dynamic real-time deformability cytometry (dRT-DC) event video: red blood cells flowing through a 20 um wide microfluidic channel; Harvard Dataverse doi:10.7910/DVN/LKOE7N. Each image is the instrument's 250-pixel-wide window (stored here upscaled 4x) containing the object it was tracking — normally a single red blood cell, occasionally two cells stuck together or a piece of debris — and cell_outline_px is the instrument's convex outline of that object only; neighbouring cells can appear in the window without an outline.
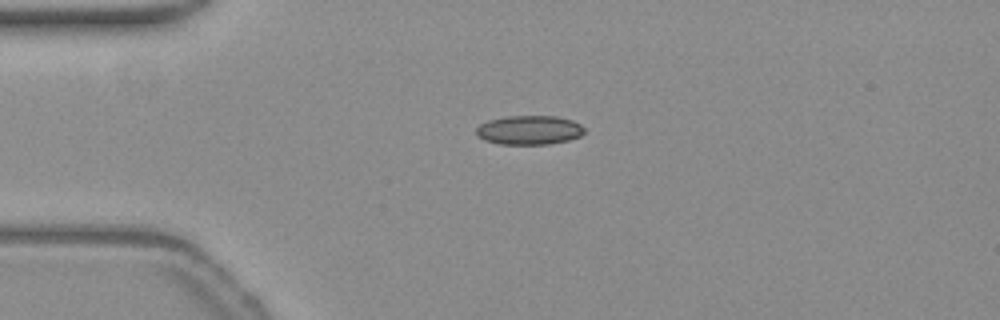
{"species": "common noctule bat (a hibernating species)", "species_latin": "Nyctalus noctula", "temperature_condition": "warm", "stored_images_in_passage": 42, "camera_frame_rate_fps": 3000, "um_per_image_px": 0.085, "animal": {"sex": "female", "body_mass_g": 19.3, "forearm_length_mm": 54.1}, "frame": {"image": 1, "passage_image": 1, "time_ms": 0.0, "image_size_px": [1000, 320], "cell_outline_px": [[584, 132], [580, 136], [568, 140], [548, 144], [500, 144], [484, 140], [476, 132], [476, 128], [480, 124], [488, 120], [504, 116], [556, 116], [572, 120], [580, 124], [584, 128]], "centroid_in_image_um": [44.98, 11.05], "position_along_channel_um": 40.0, "area_um2": 18.32}}
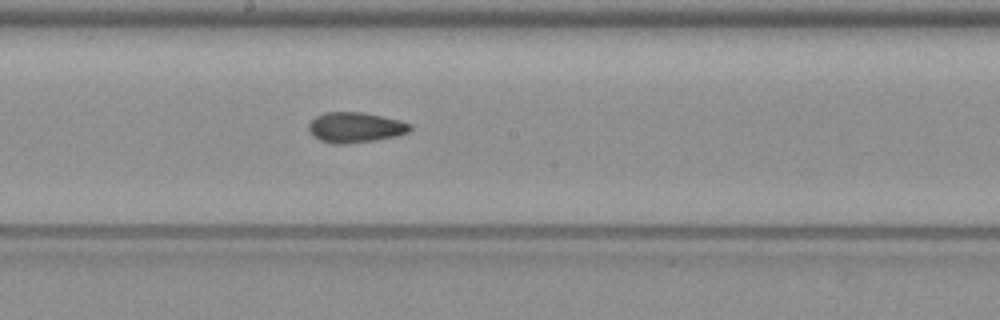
{"frame": {"image": 2, "passage_image": 17, "time_ms": 5.333, "image_size_px": [1000, 320], "cell_outline_px": [[412, 128], [408, 132], [396, 136], [376, 140], [344, 144], [332, 144], [320, 140], [312, 136], [308, 128], [308, 124], [316, 116], [324, 112], [360, 112], [400, 120], [412, 124]], "centroid_in_image_um": [30.19, 10.84], "position_along_channel_um": 218.0, "area_um2": 17.98}}
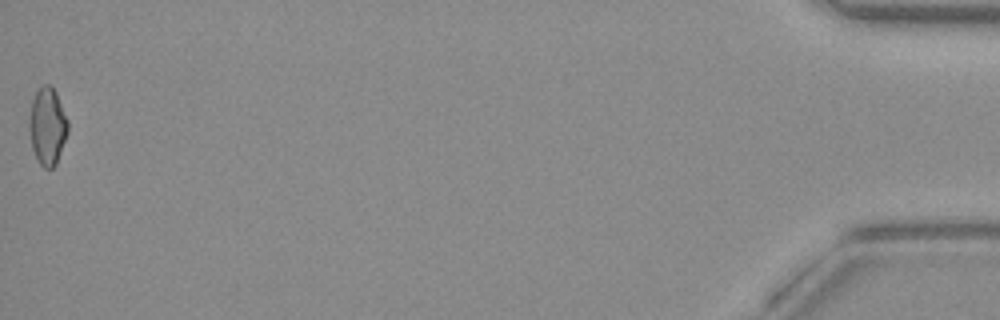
{"frame": {"image": 3, "passage_image": 42, "time_ms": 13.667, "image_size_px": [1000, 320], "cell_outline_px": [[68, 132], [56, 164], [52, 168], [44, 168], [40, 164], [32, 148], [28, 128], [28, 124], [32, 100], [36, 92], [44, 84], [48, 84], [56, 92], [68, 120]], "centroid_in_image_um": [4.03, 10.73], "position_along_channel_um": 431.2, "area_um2": 17.34}, "authors_computed_cell_mechanics": {"area_um2": 17.7446, "velocity_mm_per_s": 3.8215, "shape_relaxation_time_tau1_ms": 5.9808, "shape_relaxation_time_tau2_ms": 4.2749, "deformation_change_tau1": 0.1203, "deformation_change_tau2": 0.1015}}